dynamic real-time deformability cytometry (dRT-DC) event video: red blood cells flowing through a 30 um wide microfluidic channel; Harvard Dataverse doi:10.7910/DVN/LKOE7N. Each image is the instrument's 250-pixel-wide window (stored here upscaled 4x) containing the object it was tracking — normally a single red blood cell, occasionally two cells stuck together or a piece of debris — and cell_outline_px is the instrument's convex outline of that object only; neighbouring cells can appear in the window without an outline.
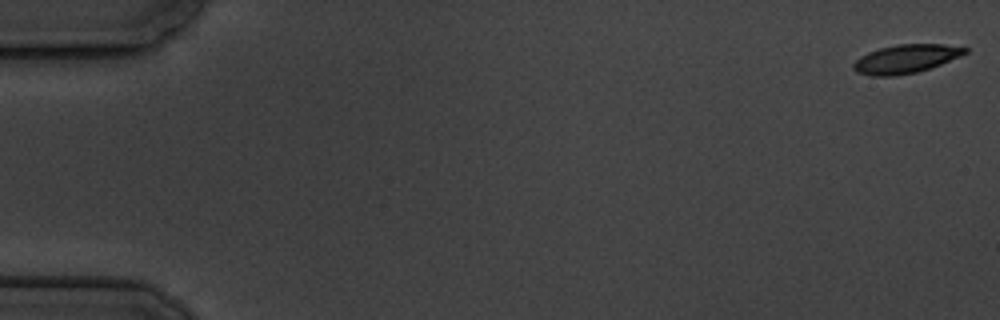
{"species": "common noctule bat (a hibernating species)", "species_latin": "Nyctalus noctula", "temperature_condition": "cold", "stored_images_in_passage": 8, "camera_frame_rate_fps": 3000, "um_per_image_px": 0.085, "animal": {"sex": "male", "body_mass_g": 19.5, "forearm_length_mm": 54.6}, "frame": {"image": 1, "passage_image": 1, "time_ms": 0.0, "image_size_px": [1000, 320], "cell_outline_px": [[968, 52], [960, 56], [940, 64], [916, 72], [896, 76], [872, 76], [856, 72], [852, 68], [852, 64], [860, 56], [868, 52], [880, 48], [900, 44], [944, 44], [968, 48]], "centroid_in_image_um": [76.96, 5.0], "position_along_channel_um": 8.0, "area_um2": 18.5}}
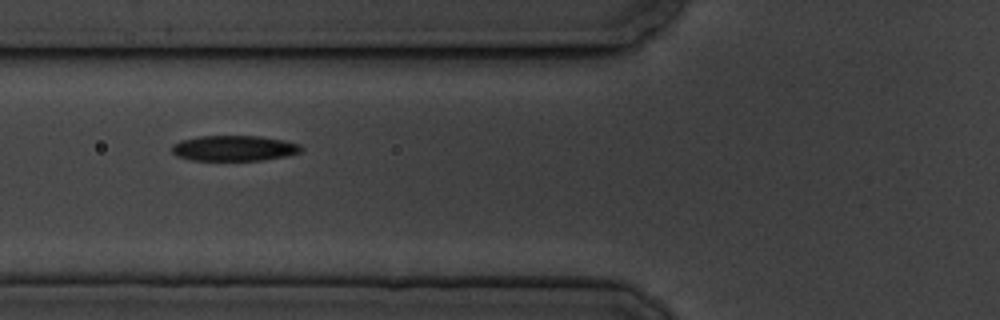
{"frame": {"image": 2, "passage_image": 7, "time_ms": 7.333, "image_size_px": [1000, 320], "cell_outline_px": [[304, 152], [288, 156], [260, 160], [192, 160], [176, 156], [172, 152], [172, 144], [180, 140], [196, 136], [260, 136], [284, 140], [300, 144], [304, 148]], "centroid_in_image_um": [19.93, 12.59], "position_along_channel_um": 105.9, "area_um2": 19.48}}
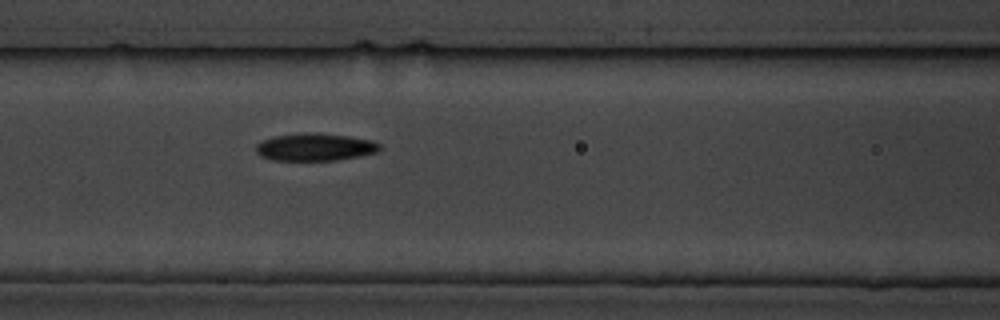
{"frame": {"image": 3, "passage_image": 8, "time_ms": 8.333, "image_size_px": [1000, 320], "cell_outline_px": [[380, 152], [360, 156], [336, 160], [272, 160], [260, 156], [256, 152], [256, 144], [264, 140], [276, 136], [304, 132], [316, 132], [348, 136], [372, 140], [380, 144]], "centroid_in_image_um": [26.8, 12.5], "position_along_channel_um": 139.8, "area_um2": 19.94}}